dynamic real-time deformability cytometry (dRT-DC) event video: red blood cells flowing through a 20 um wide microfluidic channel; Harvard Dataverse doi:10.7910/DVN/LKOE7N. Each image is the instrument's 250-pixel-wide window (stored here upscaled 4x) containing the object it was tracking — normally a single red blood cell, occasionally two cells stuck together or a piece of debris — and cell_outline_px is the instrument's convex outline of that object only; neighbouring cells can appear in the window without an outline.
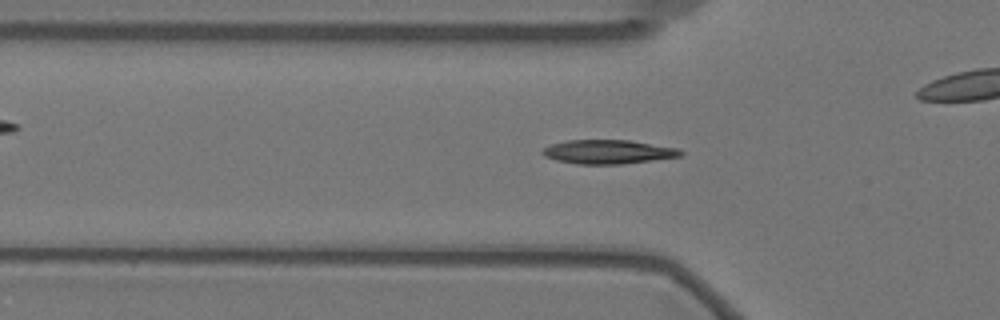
{"species": "Egyptian fruit bat (a non-hibernating species)", "species_latin": "Rousettus aegyptiacus", "temperature_condition": "warm", "stored_images_in_passage": 58, "camera_frame_rate_fps": 3000, "um_per_image_px": 0.085, "animal": {"sex": "female"}, "frame": {"image": 1, "passage_image": 18, "time_ms": 5.667, "image_size_px": [1000, 320], "cell_outline_px": [[684, 152], [680, 156], [652, 160], [620, 164], [576, 164], [556, 160], [544, 156], [540, 152], [544, 148], [552, 144], [568, 140], [628, 140], [680, 148]], "centroid_in_image_um": [51.69, 12.9], "position_along_channel_um": 74.1, "area_um2": 19.25}}
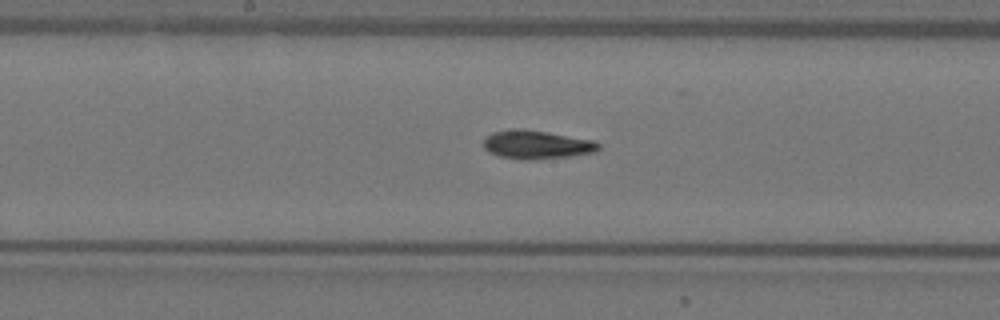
{"frame": {"image": 2, "passage_image": 29, "time_ms": 9.333, "image_size_px": [1000, 320], "cell_outline_px": [[600, 148], [596, 152], [572, 156], [528, 160], [520, 160], [500, 156], [488, 152], [484, 148], [484, 140], [492, 132], [520, 128], [548, 132], [592, 140], [600, 144]], "centroid_in_image_um": [45.62, 12.3], "position_along_channel_um": 202.6, "area_um2": 19.13}}
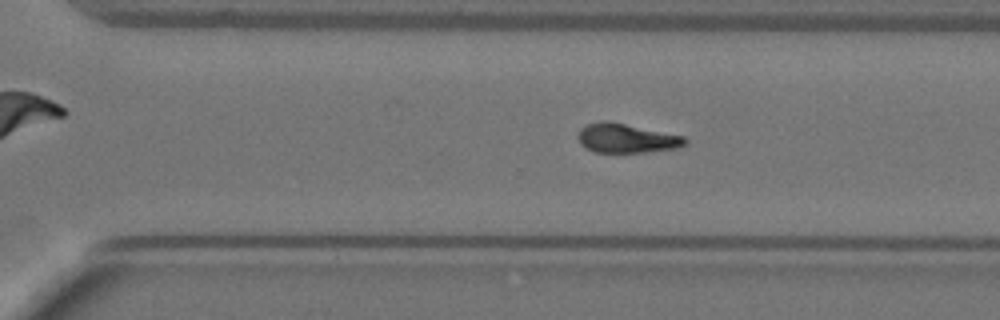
{"frame": {"image": 3, "passage_image": 39, "time_ms": 12.667, "image_size_px": [1000, 320], "cell_outline_px": [[688, 144], [680, 148], [648, 152], [596, 152], [584, 148], [580, 144], [576, 136], [580, 128], [584, 124], [604, 120], [608, 120], [684, 136], [688, 140]], "centroid_in_image_um": [53.24, 11.75], "position_along_channel_um": 317.4, "area_um2": 18.67}, "authors_computed_cell_mechanics": {"area_um2": 18.1492, "velocity_mm_per_s": 3.4656, "shape_relaxation_time_tau1_ms": 4.8396, "shape_relaxation_time_tau2_ms": null, "deformation_change_tau1": 0.1458, "deformation_change_tau2": null}}